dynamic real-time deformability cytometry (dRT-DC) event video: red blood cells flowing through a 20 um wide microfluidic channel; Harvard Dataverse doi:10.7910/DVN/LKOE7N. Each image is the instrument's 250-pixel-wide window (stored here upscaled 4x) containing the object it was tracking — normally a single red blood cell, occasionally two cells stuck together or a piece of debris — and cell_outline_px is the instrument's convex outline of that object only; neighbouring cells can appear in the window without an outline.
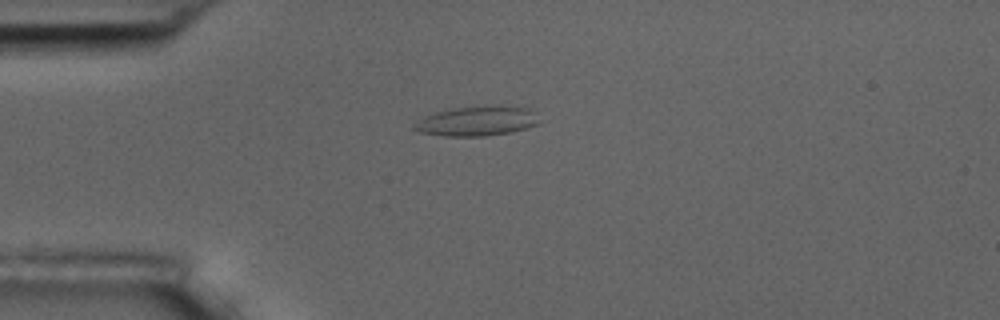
{"species": "common noctule bat (a hibernating species)", "species_latin": "Nyctalus noctula", "temperature_condition": "room temperature", "stored_images_in_passage": 2, "camera_frame_rate_fps": 3000, "um_per_image_px": 0.085, "animal": {"sex": "male", "body_mass_g": 17.5, "forearm_length_mm": 52.3}, "frame": {"image": 1, "passage_image": 2, "time_ms": 1.333, "image_size_px": [1000, 320], "cell_outline_px": [[540, 124], [512, 132], [484, 136], [444, 136], [420, 132], [412, 128], [412, 124], [424, 116], [436, 112], [456, 108], [484, 104], [496, 104], [532, 108], [540, 120]], "centroid_in_image_um": [40.6, 10.26], "position_along_channel_um": 44.4, "area_um2": 22.25}}